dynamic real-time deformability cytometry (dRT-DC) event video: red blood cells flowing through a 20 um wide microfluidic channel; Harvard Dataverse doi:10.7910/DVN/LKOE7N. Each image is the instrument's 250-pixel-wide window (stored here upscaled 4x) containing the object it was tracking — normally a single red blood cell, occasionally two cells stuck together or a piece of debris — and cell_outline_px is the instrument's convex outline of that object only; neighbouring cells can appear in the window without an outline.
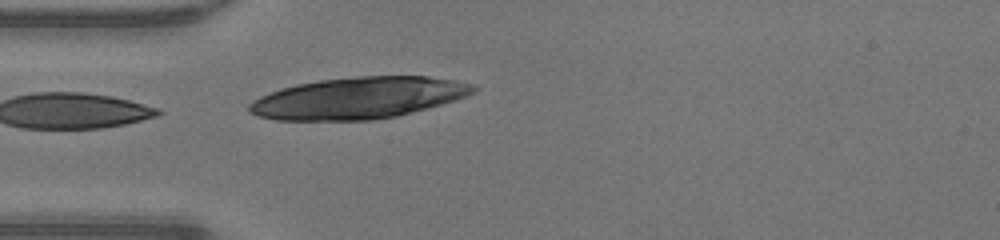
{"species": "human", "species_latin": "Homo sapiens", "temperature_condition": "warm", "stored_images_in_passage": 12, "camera_frame_rate_fps": 3000, "um_per_image_px": 0.085, "donor": {"sex": "male"}, "frame": {"image": 1, "passage_image": 12, "time_ms": 3.667, "image_size_px": [1000, 240], "cell_outline_px": [[476, 88], [468, 96], [456, 100], [428, 108], [396, 116], [372, 120], [276, 120], [256, 116], [248, 112], [248, 104], [252, 100], [260, 96], [280, 88], [296, 84], [320, 80], [356, 76], [428, 76], [456, 80], [472, 84]], "centroid_in_image_um": [30.43, 8.33], "position_along_channel_um": 54.6, "area_um2": 54.45}}